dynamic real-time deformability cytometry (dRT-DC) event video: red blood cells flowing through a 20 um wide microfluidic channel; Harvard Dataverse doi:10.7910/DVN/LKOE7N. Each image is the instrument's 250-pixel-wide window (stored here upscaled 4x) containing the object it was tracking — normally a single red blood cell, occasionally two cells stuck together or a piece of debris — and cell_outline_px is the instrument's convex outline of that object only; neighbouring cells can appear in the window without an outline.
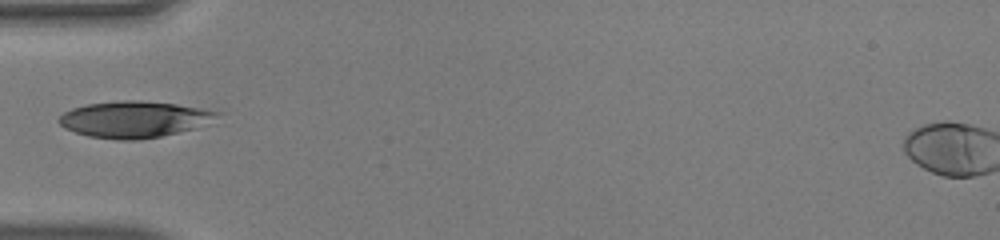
{"species": "human", "species_latin": "Homo sapiens", "temperature_condition": "warm", "stored_images_in_passage": 34, "camera_frame_rate_fps": 3000, "um_per_image_px": 0.085, "donor": {"sex": "male"}, "frame": {"image": 1, "passage_image": 1, "time_ms": 0.0, "image_size_px": [1000, 240], "cell_outline_px": [[224, 112], [192, 128], [160, 136], [140, 140], [116, 140], [88, 136], [64, 128], [56, 120], [64, 112], [72, 108], [88, 104], [124, 100], [140, 100], [176, 104]], "centroid_in_image_um": [11.32, 10.14], "position_along_channel_um": 73.7, "area_um2": 33.06}}
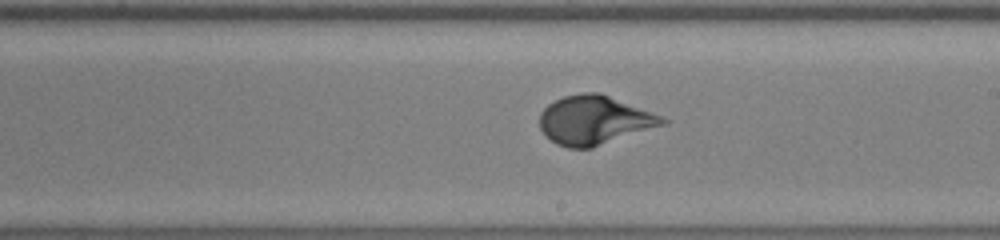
{"frame": {"image": 2, "passage_image": 13, "time_ms": 4.0, "image_size_px": [1000, 240], "cell_outline_px": [[668, 124], [592, 148], [568, 148], [556, 144], [540, 128], [540, 112], [548, 104], [564, 96], [580, 92], [600, 92], [664, 116], [668, 120]], "centroid_in_image_um": [50.57, 10.21], "position_along_channel_um": 238.4, "area_um2": 35.26}}
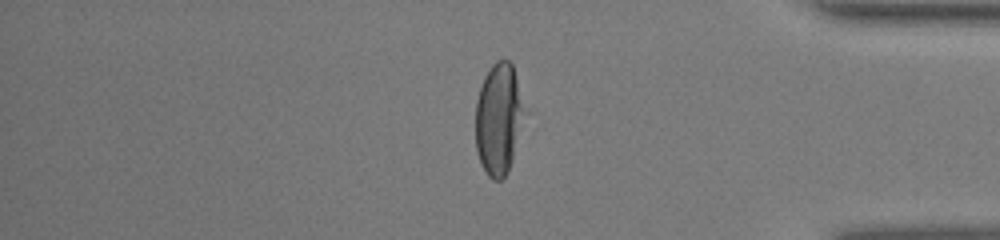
{"frame": {"image": 3, "passage_image": 26, "time_ms": 8.333, "image_size_px": [1000, 240], "cell_outline_px": [[528, 112], [508, 172], [500, 180], [492, 180], [488, 176], [476, 152], [476, 100], [484, 76], [492, 64], [496, 60], [508, 60], [512, 64]], "centroid_in_image_um": [42.43, 10.09], "position_along_channel_um": 392.8, "area_um2": 32.37}}